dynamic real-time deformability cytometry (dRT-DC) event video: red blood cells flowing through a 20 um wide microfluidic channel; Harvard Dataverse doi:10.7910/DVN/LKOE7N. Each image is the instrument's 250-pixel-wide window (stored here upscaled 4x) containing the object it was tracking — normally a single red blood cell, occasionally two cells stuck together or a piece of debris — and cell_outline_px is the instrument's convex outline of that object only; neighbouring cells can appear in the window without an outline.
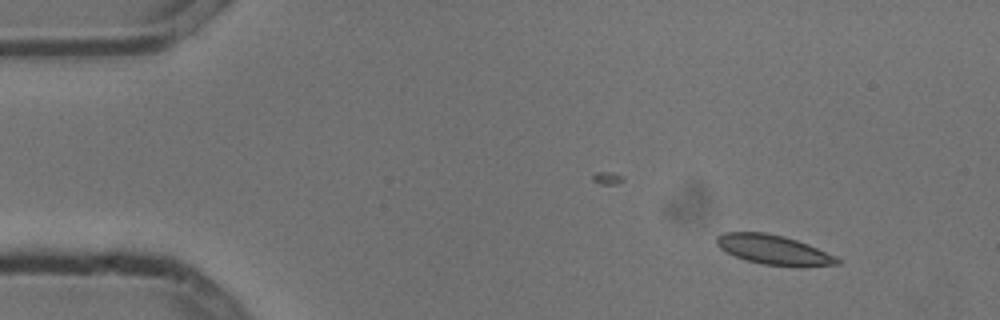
{"species": "common noctule bat (a hibernating species)", "species_latin": "Nyctalus noctula", "temperature_condition": "cold", "stored_images_in_passage": 4, "camera_frame_rate_fps": 3000, "um_per_image_px": 0.085, "animal": {"sex": "male", "body_mass_g": 13.3}, "frame": {"image": 1, "passage_image": 1, "time_ms": 0.0, "image_size_px": [1000, 320], "cell_outline_px": [[840, 264], [800, 268], [796, 268], [764, 264], [744, 260], [720, 248], [716, 244], [716, 236], [724, 232], [768, 232], [784, 236], [808, 244], [836, 256], [840, 260]], "centroid_in_image_um": [65.8, 21.25], "position_along_channel_um": 19.2, "area_um2": 21.15}}
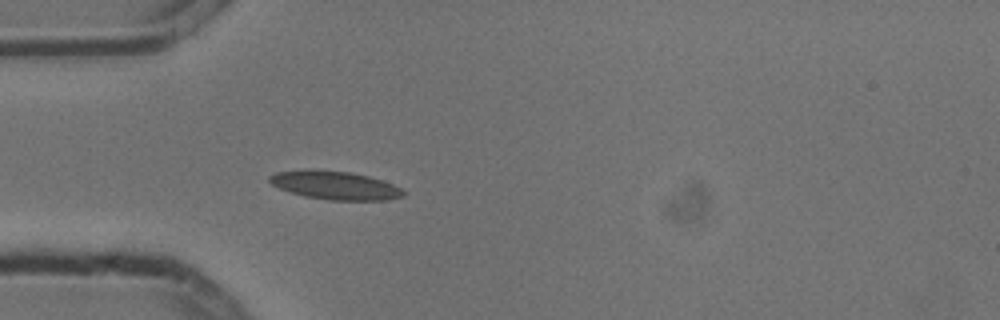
{"frame": {"image": 2, "passage_image": 4, "time_ms": 1.0, "image_size_px": [1000, 320], "cell_outline_px": [[404, 196], [388, 200], [328, 200], [304, 196], [280, 188], [272, 184], [268, 180], [268, 176], [276, 172], [308, 168], [312, 168], [352, 172], [368, 176], [392, 184], [400, 188], [404, 192]], "centroid_in_image_um": [28.44, 15.73], "position_along_channel_um": 56.6, "area_um2": 22.31}}